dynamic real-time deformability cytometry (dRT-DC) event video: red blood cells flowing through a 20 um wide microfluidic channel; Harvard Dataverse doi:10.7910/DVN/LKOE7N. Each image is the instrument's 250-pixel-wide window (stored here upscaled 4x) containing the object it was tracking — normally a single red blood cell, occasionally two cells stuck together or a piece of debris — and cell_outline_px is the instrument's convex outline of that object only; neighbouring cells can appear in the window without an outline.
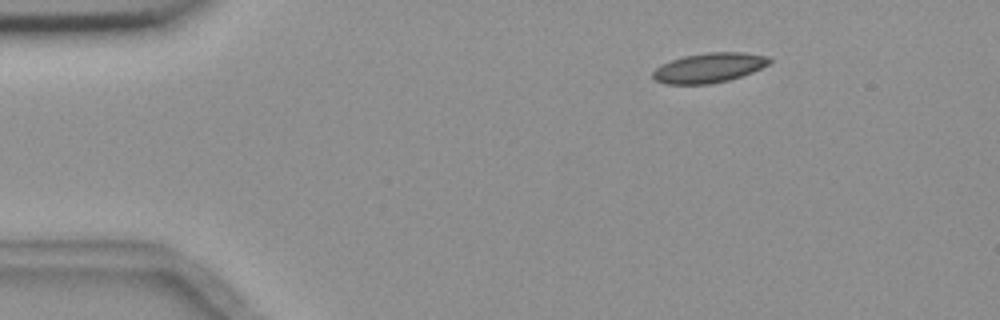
{"species": "common noctule bat (a hibernating species)", "species_latin": "Nyctalus noctula", "temperature_condition": "room temperature", "stored_images_in_passage": 4, "camera_frame_rate_fps": 3000, "um_per_image_px": 0.085, "animal": {"sex": "female", "body_mass_g": 18.4}, "frame": {"image": 1, "passage_image": 1, "time_ms": 0.0, "image_size_px": [1000, 320], "cell_outline_px": [[772, 60], [768, 64], [752, 72], [728, 80], [708, 84], [664, 84], [656, 80], [652, 76], [652, 72], [660, 64], [684, 56], [708, 52], [744, 52], [768, 56]], "centroid_in_image_um": [60.25, 5.75], "position_along_channel_um": 24.8, "area_um2": 20.11}}
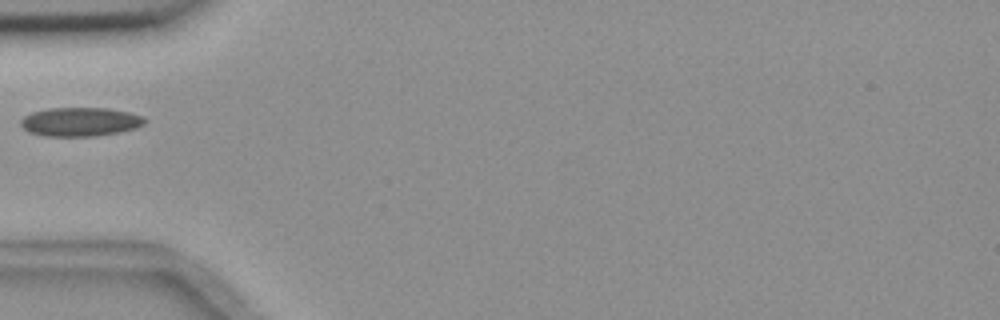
{"frame": {"image": 2, "passage_image": 4, "time_ms": 3.333, "image_size_px": [1000, 320], "cell_outline_px": [[148, 120], [144, 124], [136, 128], [120, 132], [96, 136], [44, 136], [28, 132], [20, 124], [20, 120], [24, 116], [32, 112], [48, 108], [108, 108], [128, 112], [144, 116]], "centroid_in_image_um": [6.83, 10.35], "position_along_channel_um": 78.2, "area_um2": 21.04}}